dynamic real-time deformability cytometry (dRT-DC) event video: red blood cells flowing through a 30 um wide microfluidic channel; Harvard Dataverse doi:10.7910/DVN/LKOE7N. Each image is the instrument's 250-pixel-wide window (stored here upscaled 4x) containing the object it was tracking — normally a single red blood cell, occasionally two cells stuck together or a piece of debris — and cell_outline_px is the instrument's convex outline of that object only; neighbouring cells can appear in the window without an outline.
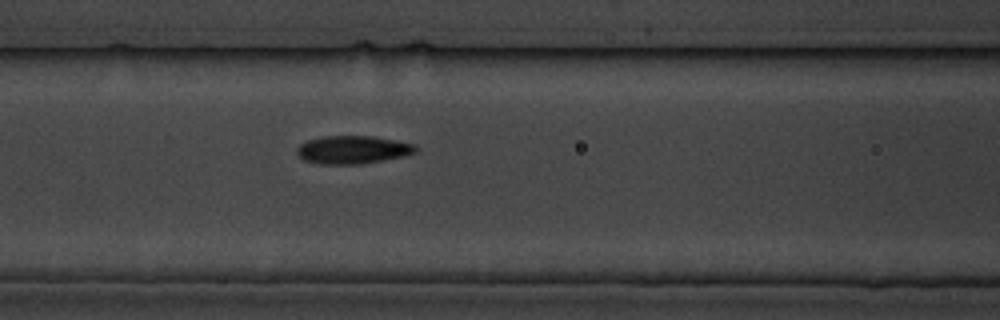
{"species": "common noctule bat (a hibernating species)", "species_latin": "Nyctalus noctula", "temperature_condition": "cold", "stored_images_in_passage": 5, "camera_frame_rate_fps": 3000, "um_per_image_px": 0.085, "animal": {"sex": "male", "body_mass_g": 19.5, "forearm_length_mm": 54.6}, "frame": {"image": 1, "passage_image": 5, "time_ms": 5.333, "image_size_px": [1000, 320], "cell_outline_px": [[420, 148], [416, 152], [404, 156], [384, 160], [360, 164], [320, 164], [304, 160], [296, 152], [296, 148], [300, 144], [308, 140], [324, 136], [372, 136], [416, 144]], "centroid_in_image_um": [30.01, 12.73], "position_along_channel_um": 136.6, "area_um2": 19.48}}